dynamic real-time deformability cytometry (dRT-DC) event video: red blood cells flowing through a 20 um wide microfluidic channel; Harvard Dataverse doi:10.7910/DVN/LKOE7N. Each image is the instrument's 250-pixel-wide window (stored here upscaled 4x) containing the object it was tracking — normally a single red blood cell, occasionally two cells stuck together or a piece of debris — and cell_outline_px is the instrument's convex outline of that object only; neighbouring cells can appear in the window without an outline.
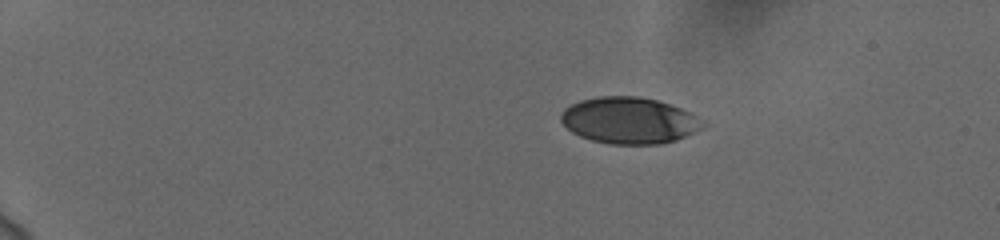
{"species": "human", "species_latin": "Homo sapiens", "temperature_condition": "cold", "stored_images_in_passage": 46, "camera_frame_rate_fps": 3000, "um_per_image_px": 0.085, "donor": {"sex": "female"}, "frame": {"image": 1, "passage_image": 1, "time_ms": 0.0, "image_size_px": [1000, 240], "cell_outline_px": [[704, 128], [676, 140], [660, 144], [612, 144], [592, 140], [580, 136], [572, 132], [560, 120], [560, 116], [564, 108], [580, 100], [600, 96], [640, 96], [656, 100], [680, 108], [696, 116], [704, 124]], "centroid_in_image_um": [53.46, 10.24], "position_along_channel_um": 31.5, "area_um2": 38.21}}
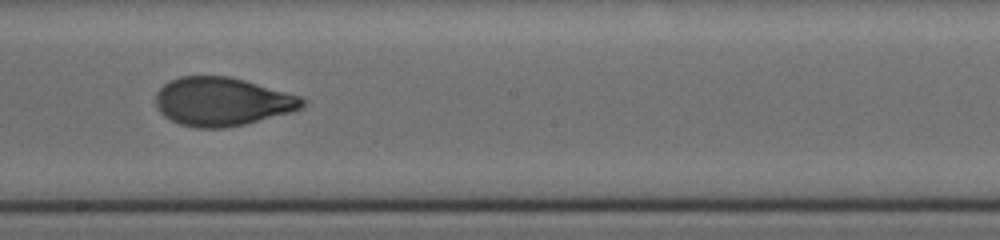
{"frame": {"image": 2, "passage_image": 25, "time_ms": 8.0, "image_size_px": [1000, 240], "cell_outline_px": [[308, 100], [300, 108], [288, 112], [244, 124], [224, 128], [196, 128], [180, 124], [164, 116], [156, 108], [156, 92], [168, 80], [180, 76], [228, 76], [244, 80], [300, 96]], "centroid_in_image_um": [18.83, 8.63], "position_along_channel_um": 229.4, "area_um2": 41.21}}
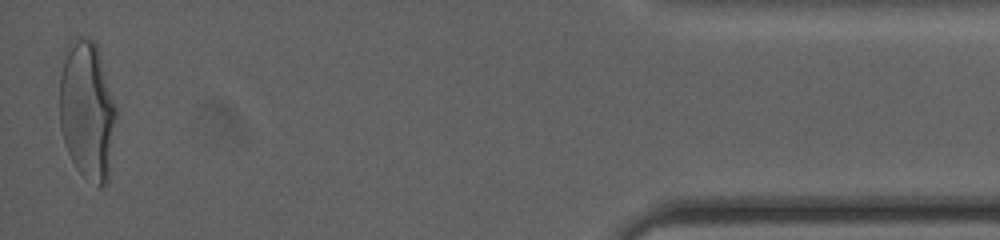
{"frame": {"image": 3, "passage_image": 46, "time_ms": 15.0, "image_size_px": [1000, 240], "cell_outline_px": [[116, 116], [108, 184], [100, 188], [80, 172], [76, 168], [68, 152], [60, 128], [60, 76], [64, 48], [68, 40], [72, 36], [76, 36], [92, 40], [96, 44], [116, 104]], "centroid_in_image_um": [7.4, 9.35], "position_along_channel_um": 427.8, "area_um2": 46.18}, "authors_computed_cell_mechanics": {"area_um2": 41.2114, "velocity_mm_per_s": 3.7481, "shape_relaxation_time_tau1_ms": 6.5934, "shape_relaxation_time_tau2_ms": 1.0441, "deformation_change_tau1": 0.2264, "deformation_change_tau2": 0.0632}}